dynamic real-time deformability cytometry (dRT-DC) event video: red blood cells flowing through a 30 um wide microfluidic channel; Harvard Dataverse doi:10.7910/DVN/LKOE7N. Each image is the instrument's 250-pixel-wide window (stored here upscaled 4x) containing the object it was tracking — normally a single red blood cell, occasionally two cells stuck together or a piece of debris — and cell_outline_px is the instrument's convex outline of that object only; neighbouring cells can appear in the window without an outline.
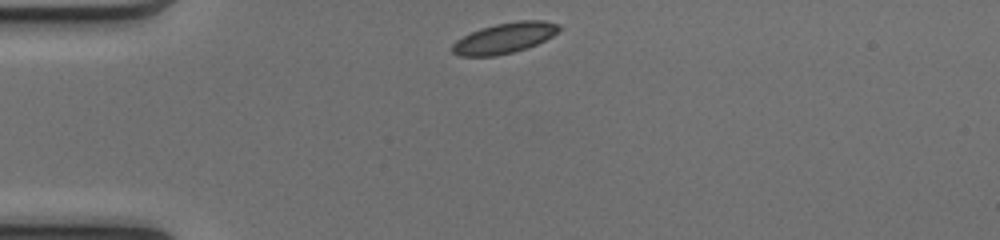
{"species": "common noctule bat (a hibernating species)", "species_latin": "Nyctalus noctula", "temperature_condition": "cold", "stored_images_in_passage": 39, "camera_frame_rate_fps": 3000, "um_per_image_px": 0.085, "animal": {"sex": "female", "body_mass_g": 17.0, "forearm_length_mm": 48.0}, "frame": {"image": 1, "passage_image": 1, "time_ms": 0.0, "image_size_px": [1000, 240], "cell_outline_px": [[560, 28], [552, 36], [528, 48], [496, 56], [460, 56], [452, 52], [452, 44], [456, 40], [480, 28], [496, 24], [520, 20], [544, 20], [560, 24]], "centroid_in_image_um": [42.88, 3.23], "position_along_channel_um": 42.1, "area_um2": 18.9}}
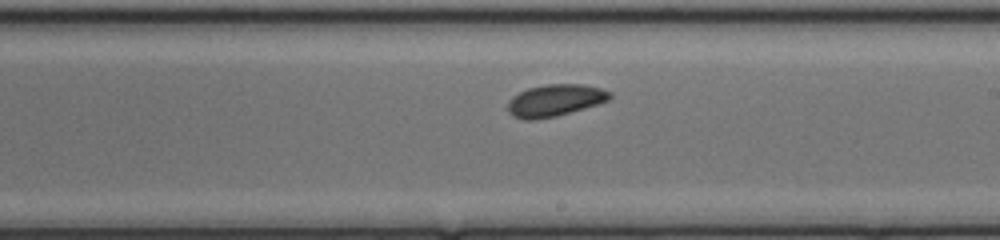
{"frame": {"image": 2, "passage_image": 18, "time_ms": 5.667, "image_size_px": [1000, 240], "cell_outline_px": [[612, 96], [608, 100], [596, 104], [556, 116], [536, 120], [524, 120], [512, 116], [508, 112], [508, 100], [512, 96], [528, 88], [548, 84], [580, 84], [600, 88], [612, 92]], "centroid_in_image_um": [47.13, 8.53], "position_along_channel_um": 241.9, "area_um2": 18.9}}
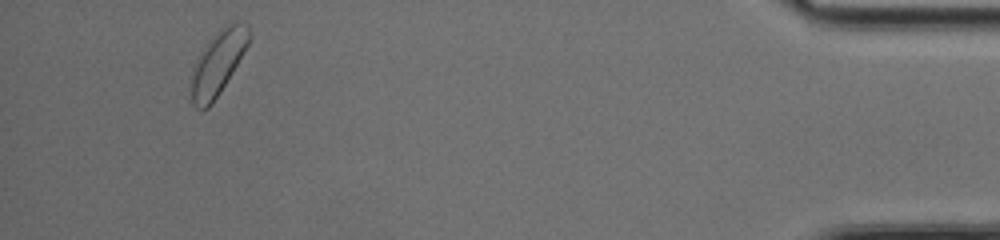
{"frame": {"image": 3, "passage_image": 36, "time_ms": 11.667, "image_size_px": [1000, 240], "cell_outline_px": [[248, 44], [232, 72], [220, 92], [212, 104], [208, 108], [196, 108], [192, 104], [192, 72], [196, 56], [208, 40], [220, 28], [232, 20], [236, 20], [248, 24]], "centroid_in_image_um": [18.5, 5.3], "position_along_channel_um": 416.7, "area_um2": 21.44}, "authors_computed_cell_mechanics": {"area_um2": 19.074, "velocity_mm_per_s": 4.0732, "shape_relaxation_time_tau1_ms": 3.1241, "shape_relaxation_time_tau2_ms": null, "deformation_change_tau1": 0.0688, "deformation_change_tau2": null}}